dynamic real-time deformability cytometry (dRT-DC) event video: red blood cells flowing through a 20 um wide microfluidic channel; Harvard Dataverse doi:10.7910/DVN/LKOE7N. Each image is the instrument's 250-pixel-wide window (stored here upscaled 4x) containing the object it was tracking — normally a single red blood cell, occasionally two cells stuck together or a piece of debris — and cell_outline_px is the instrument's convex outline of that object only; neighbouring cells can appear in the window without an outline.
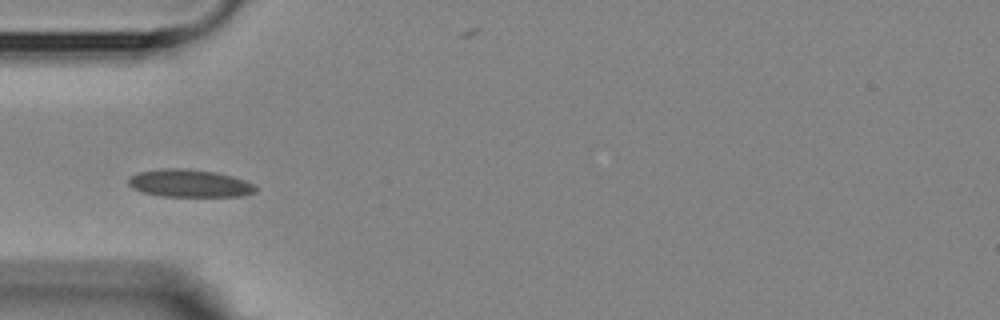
{"species": "Egyptian fruit bat (a non-hibernating species)", "species_latin": "Rousettus aegyptiacus", "temperature_condition": "room temperature", "stored_images_in_passage": 6, "camera_frame_rate_fps": 3000, "um_per_image_px": 0.085, "animal": {"sex": "female"}, "frame": {"image": 1, "passage_image": 4, "time_ms": 3.333, "image_size_px": [1000, 320], "cell_outline_px": [[256, 192], [244, 196], [160, 196], [140, 192], [132, 188], [128, 184], [128, 176], [136, 172], [160, 168], [184, 168], [216, 172], [232, 176], [244, 180], [252, 184], [256, 188]], "centroid_in_image_um": [16.04, 15.57], "position_along_channel_um": 69.0, "area_um2": 20.75}}
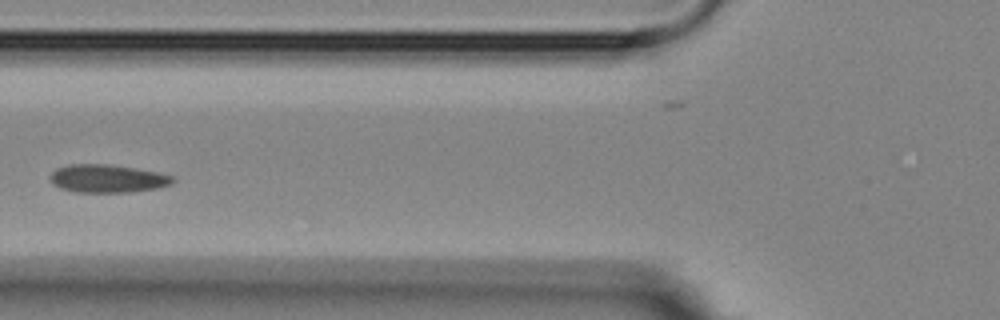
{"frame": {"image": 2, "passage_image": 5, "time_ms": 4.667, "image_size_px": [1000, 320], "cell_outline_px": [[176, 180], [172, 184], [156, 188], [132, 192], [72, 192], [60, 188], [52, 184], [48, 176], [56, 168], [68, 164], [108, 164], [156, 172], [172, 176]], "centroid_in_image_um": [9.08, 15.18], "position_along_channel_um": 116.7, "area_um2": 20.11}}
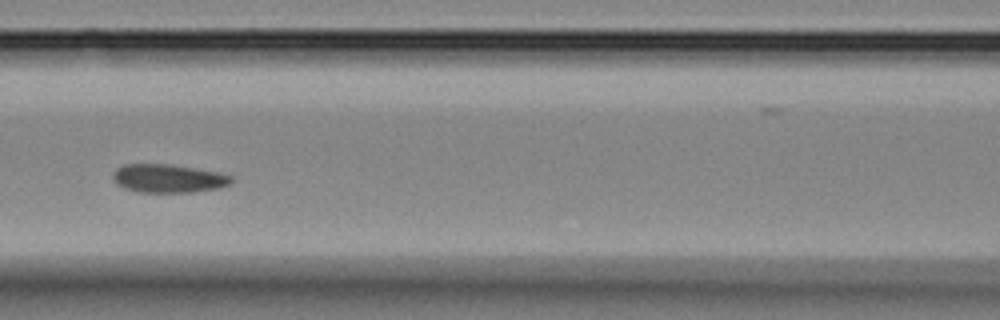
{"frame": {"image": 3, "passage_image": 6, "time_ms": 5.667, "image_size_px": [1000, 320], "cell_outline_px": [[232, 184], [220, 188], [192, 192], [140, 192], [124, 188], [116, 184], [112, 176], [116, 168], [124, 164], [168, 164], [216, 172], [232, 176]], "centroid_in_image_um": [14.29, 15.17], "position_along_channel_um": 152.3, "area_um2": 19.54}}